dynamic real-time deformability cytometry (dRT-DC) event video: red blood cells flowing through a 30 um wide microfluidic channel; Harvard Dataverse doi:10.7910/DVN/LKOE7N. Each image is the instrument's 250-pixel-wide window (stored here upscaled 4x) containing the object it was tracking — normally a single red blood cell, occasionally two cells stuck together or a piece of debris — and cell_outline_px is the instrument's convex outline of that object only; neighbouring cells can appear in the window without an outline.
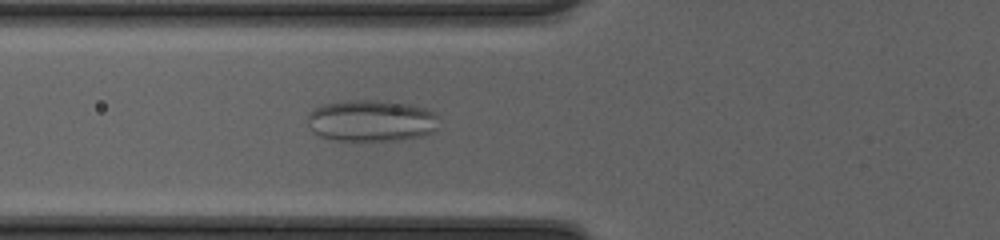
{"species": "common noctule bat (a hibernating species)", "species_latin": "Nyctalus noctula", "temperature_condition": "cold", "stored_images_in_passage": 45, "camera_frame_rate_fps": 3000, "um_per_image_px": 0.085, "animal": {"sex": "female", "body_mass_g": 20.0, "forearm_length_mm": 54.0}, "frame": {"image": 1, "passage_image": 15, "time_ms": 4.667, "image_size_px": [1000, 240], "cell_outline_px": [[436, 128], [432, 132], [416, 136], [396, 140], [336, 140], [320, 136], [312, 128], [308, 116], [316, 108], [324, 104], [340, 100], [388, 100], [412, 104], [424, 108], [436, 116]], "centroid_in_image_um": [31.56, 10.23], "position_along_channel_um": 94.2, "area_um2": 31.33}}
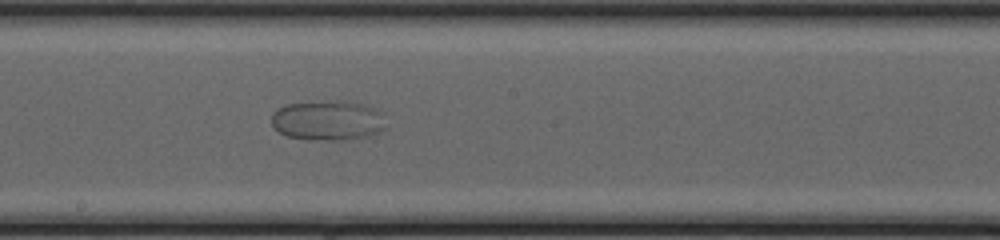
{"frame": {"image": 2, "passage_image": 24, "time_ms": 7.667, "image_size_px": [1000, 240], "cell_outline_px": [[384, 128], [368, 136], [340, 140], [308, 140], [288, 136], [280, 132], [272, 124], [272, 116], [280, 108], [288, 104], [332, 100], [348, 100], [364, 104], [376, 108], [380, 112]], "centroid_in_image_um": [27.87, 10.22], "position_along_channel_um": 220.3, "area_um2": 26.41}}
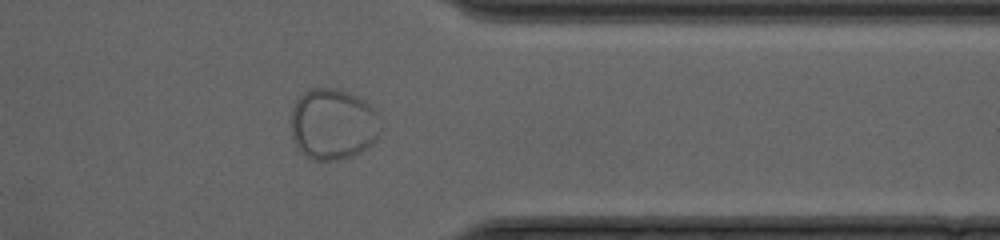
{"frame": {"image": 3, "passage_image": 36, "time_ms": 11.667, "image_size_px": [1000, 240], "cell_outline_px": [[376, 136], [360, 152], [352, 156], [336, 160], [316, 160], [308, 156], [296, 144], [292, 136], [292, 108], [296, 100], [304, 92], [312, 88], [336, 88], [356, 96], [364, 100], [368, 104], [372, 112]], "centroid_in_image_um": [28.19, 10.54], "position_along_channel_um": 383.2, "area_um2": 35.49}}